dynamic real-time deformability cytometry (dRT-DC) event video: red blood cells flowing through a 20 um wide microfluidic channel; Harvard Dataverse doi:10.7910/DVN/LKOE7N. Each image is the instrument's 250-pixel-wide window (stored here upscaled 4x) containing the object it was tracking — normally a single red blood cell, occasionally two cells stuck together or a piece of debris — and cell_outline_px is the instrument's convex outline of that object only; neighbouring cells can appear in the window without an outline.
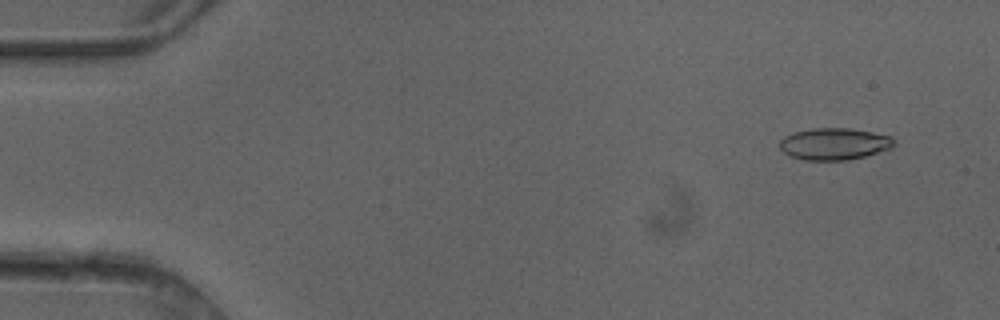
{"species": "common noctule bat (a hibernating species)", "species_latin": "Nyctalus noctula", "temperature_condition": "cold", "stored_images_in_passage": 3, "camera_frame_rate_fps": 3000, "um_per_image_px": 0.085, "animal": {"sex": "female"}, "frame": {"image": 1, "passage_image": 1, "time_ms": 0.0, "image_size_px": [1000, 320], "cell_outline_px": [[896, 144], [892, 148], [864, 156], [848, 160], [804, 160], [788, 156], [780, 148], [780, 140], [784, 136], [792, 132], [812, 128], [848, 128], [872, 132], [892, 136], [896, 140]], "centroid_in_image_um": [70.91, 12.23], "position_along_channel_um": 14.1, "area_um2": 21.44}}